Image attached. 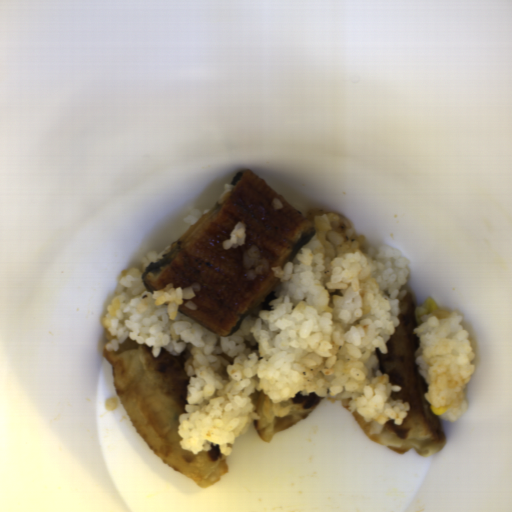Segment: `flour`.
<instances>
[{
	"mask_svg": "<svg viewBox=\"0 0 512 512\" xmlns=\"http://www.w3.org/2000/svg\"><path fill=\"white\" fill-rule=\"evenodd\" d=\"M249 397L250 403L254 405V413L260 416L258 420L252 421L253 426L261 439L267 443H270L276 434L306 418L324 398L313 392L309 395L298 392L289 401L275 402L263 390L257 389Z\"/></svg>",
	"mask_w": 512,
	"mask_h": 512,
	"instance_id": "3",
	"label": "flour"
},
{
	"mask_svg": "<svg viewBox=\"0 0 512 512\" xmlns=\"http://www.w3.org/2000/svg\"><path fill=\"white\" fill-rule=\"evenodd\" d=\"M102 357L112 366V384L137 433L152 452L201 489L217 484L228 471L219 446L193 454L181 448L179 417L185 411L190 378L183 355L125 339L117 351Z\"/></svg>",
	"mask_w": 512,
	"mask_h": 512,
	"instance_id": "1",
	"label": "flour"
},
{
	"mask_svg": "<svg viewBox=\"0 0 512 512\" xmlns=\"http://www.w3.org/2000/svg\"><path fill=\"white\" fill-rule=\"evenodd\" d=\"M403 300L405 311L398 316V326L385 345L387 353L382 354L376 348L375 354L380 372L388 375L390 384L400 387V391L391 392L392 399L408 402L410 411L402 424L395 425L394 419L388 420L376 435H370V423L362 415L350 413L369 440L401 455L413 450L419 456H433L442 451L447 438L442 419L433 414L425 398L428 382L416 362L415 353L420 345L418 335L413 333L418 326L417 300L407 288Z\"/></svg>",
	"mask_w": 512,
	"mask_h": 512,
	"instance_id": "2",
	"label": "flour"
}]
</instances>
